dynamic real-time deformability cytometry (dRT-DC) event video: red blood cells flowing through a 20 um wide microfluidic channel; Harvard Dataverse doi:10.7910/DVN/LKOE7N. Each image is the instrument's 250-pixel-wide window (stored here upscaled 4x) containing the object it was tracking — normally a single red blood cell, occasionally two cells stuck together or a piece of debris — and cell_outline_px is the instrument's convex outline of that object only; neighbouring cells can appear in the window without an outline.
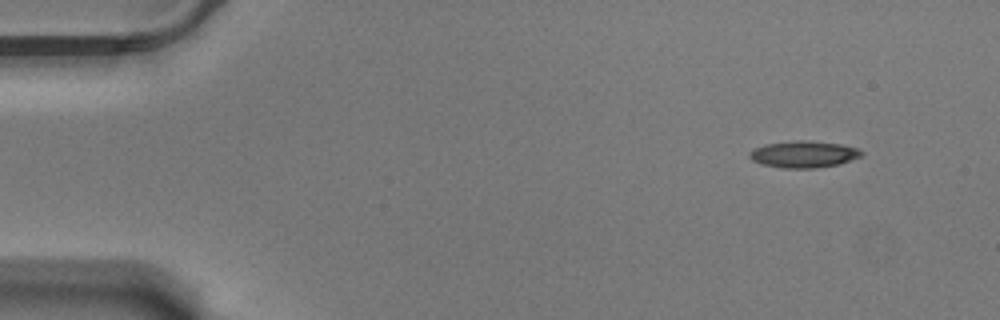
{"species": "Egyptian fruit bat (a non-hibernating species)", "species_latin": "Rousettus aegyptiacus", "temperature_condition": "warm", "stored_images_in_passage": 53, "camera_frame_rate_fps": 3000, "um_per_image_px": 0.085, "animal": {"sex": "male"}, "frame": {"image": 1, "passage_image": 1, "time_ms": 0.0, "image_size_px": [1000, 320], "cell_outline_px": [[864, 152], [860, 156], [840, 164], [816, 168], [780, 168], [760, 164], [752, 160], [748, 156], [756, 148], [764, 144], [796, 140], [800, 140], [840, 144], [860, 148]], "centroid_in_image_um": [68.32, 13.12], "position_along_channel_um": 16.7, "area_um2": 17.4}}
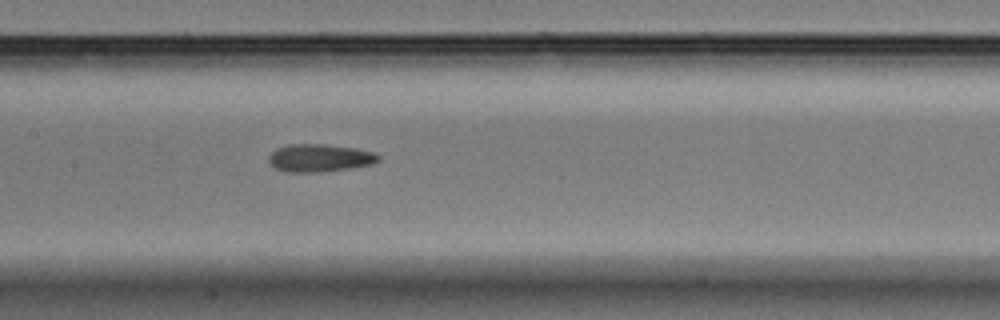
{"frame": {"image": 2, "passage_image": 24, "time_ms": 7.667, "image_size_px": [1000, 320], "cell_outline_px": [[380, 160], [372, 164], [348, 168], [316, 172], [288, 172], [276, 168], [268, 160], [268, 156], [276, 148], [288, 144], [324, 144], [356, 148], [372, 152], [380, 156]], "centroid_in_image_um": [27.15, 13.41], "position_along_channel_um": 180.2, "area_um2": 17.57}}
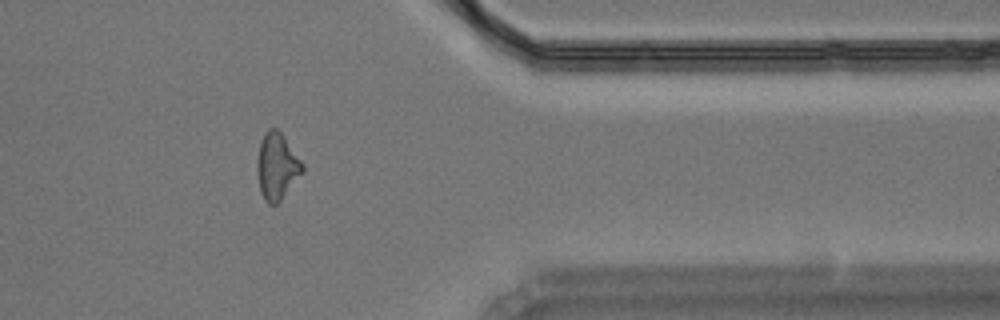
{"frame": {"image": 3, "passage_image": 43, "time_ms": 14.0, "image_size_px": [1000, 320], "cell_outline_px": [[304, 172], [280, 200], [276, 204], [268, 204], [264, 200], [260, 192], [256, 172], [256, 160], [260, 140], [264, 132], [268, 128], [276, 128], [280, 132], [304, 164]], "centroid_in_image_um": [23.51, 14.13], "position_along_channel_um": 387.9, "area_um2": 17.8}, "authors_computed_cell_mechanics": {"area_um2": 16.9932, "velocity_mm_per_s": 3.513, "shape_relaxation_time_tau1_ms": 3.4355, "shape_relaxation_time_tau2_ms": 4.1233, "deformation_change_tau1": 0.1698, "deformation_change_tau2": 0.1417}}